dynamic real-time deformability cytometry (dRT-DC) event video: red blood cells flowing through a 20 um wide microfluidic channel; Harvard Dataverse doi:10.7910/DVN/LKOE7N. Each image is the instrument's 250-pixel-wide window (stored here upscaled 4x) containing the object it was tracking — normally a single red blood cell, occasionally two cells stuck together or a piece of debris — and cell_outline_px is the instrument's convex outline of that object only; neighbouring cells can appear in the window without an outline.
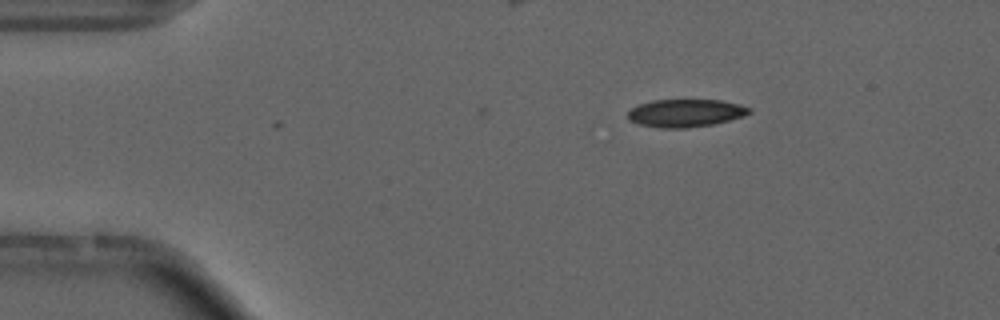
{"species": "common noctule bat (a hibernating species)", "species_latin": "Nyctalus noctula", "temperature_condition": "cold", "stored_images_in_passage": 3, "camera_frame_rate_fps": 3000, "um_per_image_px": 0.085, "animal": {"sex": "male", "forearm_length_mm": 52.5}, "frame": {"image": 1, "passage_image": 1, "time_ms": 0.0, "image_size_px": [1000, 320], "cell_outline_px": [[752, 112], [744, 116], [712, 124], [684, 128], [660, 128], [640, 124], [628, 120], [628, 112], [632, 108], [640, 104], [652, 100], [720, 100], [740, 104], [752, 108]], "centroid_in_image_um": [58.29, 9.6], "position_along_channel_um": 26.7, "area_um2": 19.59}}